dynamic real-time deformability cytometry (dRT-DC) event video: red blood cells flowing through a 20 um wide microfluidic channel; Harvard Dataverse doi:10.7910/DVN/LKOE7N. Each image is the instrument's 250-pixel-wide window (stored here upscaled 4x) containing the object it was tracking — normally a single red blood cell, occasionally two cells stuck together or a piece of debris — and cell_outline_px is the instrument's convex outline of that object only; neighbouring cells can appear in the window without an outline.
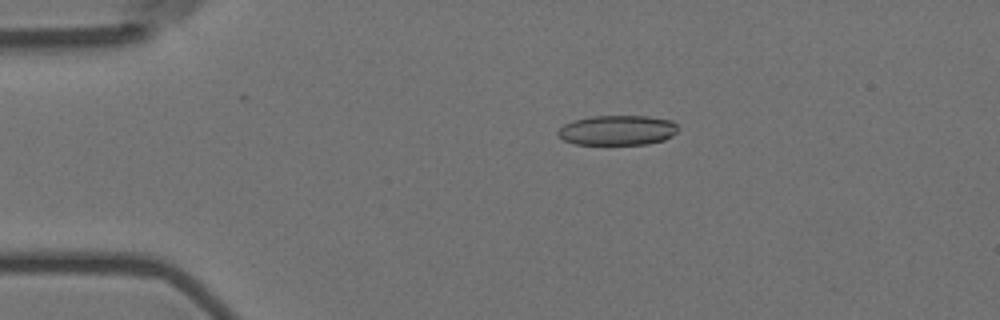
{"species": "Egyptian fruit bat (a non-hibernating species)", "species_latin": "Rousettus aegyptiacus", "temperature_condition": "room temperature", "stored_images_in_passage": 6, "camera_frame_rate_fps": 3000, "um_per_image_px": 0.085, "animal": {"sex": "female"}, "frame": {"image": 1, "passage_image": 4, "time_ms": 1.0, "image_size_px": [1000, 320], "cell_outline_px": [[676, 132], [672, 136], [664, 140], [648, 144], [576, 144], [564, 140], [556, 132], [564, 124], [572, 120], [592, 116], [648, 116], [672, 120], [676, 124]], "centroid_in_image_um": [52.48, 11.06], "position_along_channel_um": 32.5, "area_um2": 20.92}}
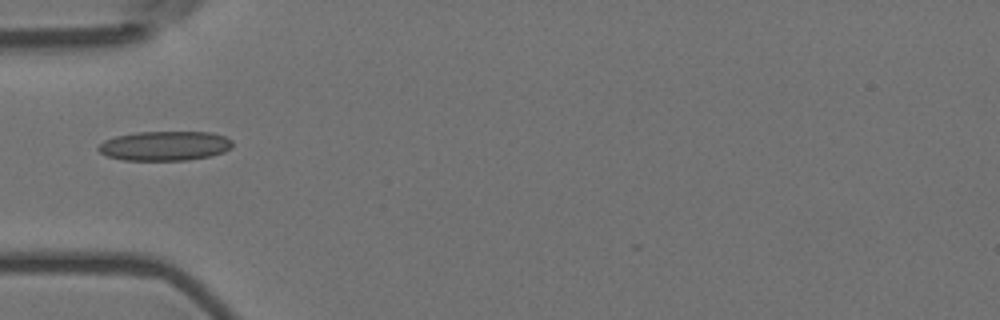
{"frame": {"image": 2, "passage_image": 6, "time_ms": 1.667, "image_size_px": [1000, 320], "cell_outline_px": [[232, 148], [224, 152], [212, 156], [188, 160], [124, 160], [108, 156], [100, 152], [96, 148], [104, 140], [116, 136], [136, 132], [212, 132], [224, 136], [232, 140]], "centroid_in_image_um": [14.03, 12.4], "position_along_channel_um": 71.0, "area_um2": 23.18}}